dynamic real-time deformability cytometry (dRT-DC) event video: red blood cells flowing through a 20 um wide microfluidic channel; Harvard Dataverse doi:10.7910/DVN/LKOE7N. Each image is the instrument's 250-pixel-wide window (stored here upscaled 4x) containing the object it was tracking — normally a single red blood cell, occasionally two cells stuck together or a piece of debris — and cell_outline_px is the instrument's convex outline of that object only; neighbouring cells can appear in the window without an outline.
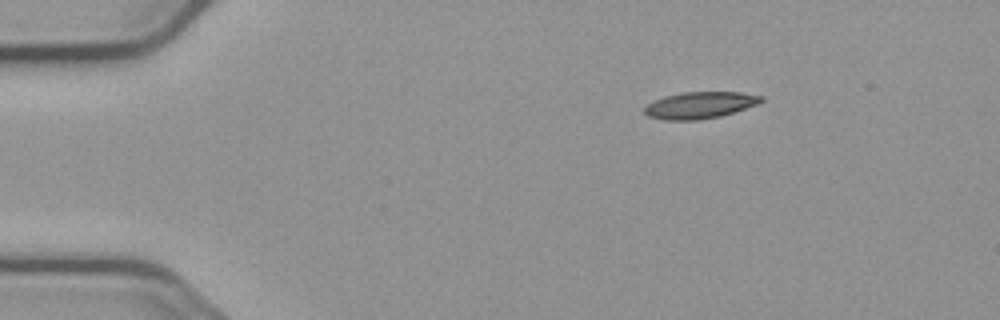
{"species": "common noctule bat (a hibernating species)", "species_latin": "Nyctalus noctula", "temperature_condition": "cold", "stored_images_in_passage": 3, "camera_frame_rate_fps": 3000, "um_per_image_px": 0.085, "animal": {"sex": "male", "body_mass_g": 23.1, "forearm_length_mm": 52.7}, "frame": {"image": 1, "passage_image": 1, "time_ms": 0.0, "image_size_px": [1000, 320], "cell_outline_px": [[764, 100], [760, 104], [720, 116], [696, 120], [664, 120], [648, 116], [644, 112], [644, 108], [648, 104], [664, 96], [684, 92], [740, 92], [764, 96]], "centroid_in_image_um": [59.53, 8.93], "position_along_channel_um": 25.5, "area_um2": 18.15}}